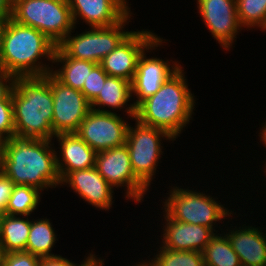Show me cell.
<instances>
[{
  "mask_svg": "<svg viewBox=\"0 0 266 266\" xmlns=\"http://www.w3.org/2000/svg\"><path fill=\"white\" fill-rule=\"evenodd\" d=\"M136 266H152L150 263L148 264L147 262L136 264Z\"/></svg>",
  "mask_w": 266,
  "mask_h": 266,
  "instance_id": "60d3db41",
  "label": "cell"
},
{
  "mask_svg": "<svg viewBox=\"0 0 266 266\" xmlns=\"http://www.w3.org/2000/svg\"><path fill=\"white\" fill-rule=\"evenodd\" d=\"M56 241V234L49 219L31 221L26 252L38 257L54 256L51 253Z\"/></svg>",
  "mask_w": 266,
  "mask_h": 266,
  "instance_id": "603a6c76",
  "label": "cell"
},
{
  "mask_svg": "<svg viewBox=\"0 0 266 266\" xmlns=\"http://www.w3.org/2000/svg\"><path fill=\"white\" fill-rule=\"evenodd\" d=\"M51 90L54 134L76 133L80 123L91 109L90 103L80 90L62 84L52 74Z\"/></svg>",
  "mask_w": 266,
  "mask_h": 266,
  "instance_id": "7c38bea8",
  "label": "cell"
},
{
  "mask_svg": "<svg viewBox=\"0 0 266 266\" xmlns=\"http://www.w3.org/2000/svg\"><path fill=\"white\" fill-rule=\"evenodd\" d=\"M200 16L220 46L229 50L242 28L236 0H197Z\"/></svg>",
  "mask_w": 266,
  "mask_h": 266,
  "instance_id": "4fadbf2b",
  "label": "cell"
},
{
  "mask_svg": "<svg viewBox=\"0 0 266 266\" xmlns=\"http://www.w3.org/2000/svg\"><path fill=\"white\" fill-rule=\"evenodd\" d=\"M132 97L131 82L122 78L108 76L101 92L90 104L91 109L96 110V106L122 109Z\"/></svg>",
  "mask_w": 266,
  "mask_h": 266,
  "instance_id": "7402d4cb",
  "label": "cell"
},
{
  "mask_svg": "<svg viewBox=\"0 0 266 266\" xmlns=\"http://www.w3.org/2000/svg\"><path fill=\"white\" fill-rule=\"evenodd\" d=\"M260 131H261L260 132L261 135H259L261 137V140L260 141H262V143L266 147V122H265V125L264 126L262 125V129Z\"/></svg>",
  "mask_w": 266,
  "mask_h": 266,
  "instance_id": "8d00e7d4",
  "label": "cell"
},
{
  "mask_svg": "<svg viewBox=\"0 0 266 266\" xmlns=\"http://www.w3.org/2000/svg\"><path fill=\"white\" fill-rule=\"evenodd\" d=\"M94 255L95 254L91 253L88 257H86L85 261L81 262L82 264L79 265L60 255L40 257L39 266H84Z\"/></svg>",
  "mask_w": 266,
  "mask_h": 266,
  "instance_id": "4dcf8cb0",
  "label": "cell"
},
{
  "mask_svg": "<svg viewBox=\"0 0 266 266\" xmlns=\"http://www.w3.org/2000/svg\"><path fill=\"white\" fill-rule=\"evenodd\" d=\"M180 187H173L164 202L165 213L176 221L203 225L213 228L216 221L231 216L224 206L220 205L216 198L210 197L203 192H195ZM215 222V223H214Z\"/></svg>",
  "mask_w": 266,
  "mask_h": 266,
  "instance_id": "8992f818",
  "label": "cell"
},
{
  "mask_svg": "<svg viewBox=\"0 0 266 266\" xmlns=\"http://www.w3.org/2000/svg\"><path fill=\"white\" fill-rule=\"evenodd\" d=\"M13 0H0V17H11Z\"/></svg>",
  "mask_w": 266,
  "mask_h": 266,
  "instance_id": "836d02e7",
  "label": "cell"
},
{
  "mask_svg": "<svg viewBox=\"0 0 266 266\" xmlns=\"http://www.w3.org/2000/svg\"><path fill=\"white\" fill-rule=\"evenodd\" d=\"M162 41L163 38L151 31H133L101 60L100 65L109 76L132 82L140 55L144 50L162 45Z\"/></svg>",
  "mask_w": 266,
  "mask_h": 266,
  "instance_id": "30bf717a",
  "label": "cell"
},
{
  "mask_svg": "<svg viewBox=\"0 0 266 266\" xmlns=\"http://www.w3.org/2000/svg\"><path fill=\"white\" fill-rule=\"evenodd\" d=\"M103 260L98 259L95 255L84 266H103Z\"/></svg>",
  "mask_w": 266,
  "mask_h": 266,
  "instance_id": "d590c367",
  "label": "cell"
},
{
  "mask_svg": "<svg viewBox=\"0 0 266 266\" xmlns=\"http://www.w3.org/2000/svg\"><path fill=\"white\" fill-rule=\"evenodd\" d=\"M9 18L10 17H0V58H1V51H2L3 36H4V32L8 24Z\"/></svg>",
  "mask_w": 266,
  "mask_h": 266,
  "instance_id": "e575fe53",
  "label": "cell"
},
{
  "mask_svg": "<svg viewBox=\"0 0 266 266\" xmlns=\"http://www.w3.org/2000/svg\"><path fill=\"white\" fill-rule=\"evenodd\" d=\"M10 18L42 32L56 46L75 28L67 0H13Z\"/></svg>",
  "mask_w": 266,
  "mask_h": 266,
  "instance_id": "5b68a950",
  "label": "cell"
},
{
  "mask_svg": "<svg viewBox=\"0 0 266 266\" xmlns=\"http://www.w3.org/2000/svg\"><path fill=\"white\" fill-rule=\"evenodd\" d=\"M14 185L15 184L3 172L0 173V208L4 212Z\"/></svg>",
  "mask_w": 266,
  "mask_h": 266,
  "instance_id": "d6a6232c",
  "label": "cell"
},
{
  "mask_svg": "<svg viewBox=\"0 0 266 266\" xmlns=\"http://www.w3.org/2000/svg\"><path fill=\"white\" fill-rule=\"evenodd\" d=\"M166 225L163 232L162 247L174 251L202 252L210 239L216 234L203 225L183 223L164 214Z\"/></svg>",
  "mask_w": 266,
  "mask_h": 266,
  "instance_id": "e0dca14e",
  "label": "cell"
},
{
  "mask_svg": "<svg viewBox=\"0 0 266 266\" xmlns=\"http://www.w3.org/2000/svg\"><path fill=\"white\" fill-rule=\"evenodd\" d=\"M236 9L242 27L265 26L266 0H236Z\"/></svg>",
  "mask_w": 266,
  "mask_h": 266,
  "instance_id": "4316f807",
  "label": "cell"
},
{
  "mask_svg": "<svg viewBox=\"0 0 266 266\" xmlns=\"http://www.w3.org/2000/svg\"><path fill=\"white\" fill-rule=\"evenodd\" d=\"M155 258L151 259L152 266H204L203 254L198 251H174L160 247Z\"/></svg>",
  "mask_w": 266,
  "mask_h": 266,
  "instance_id": "484cf974",
  "label": "cell"
},
{
  "mask_svg": "<svg viewBox=\"0 0 266 266\" xmlns=\"http://www.w3.org/2000/svg\"><path fill=\"white\" fill-rule=\"evenodd\" d=\"M3 165V146H0V173L2 172Z\"/></svg>",
  "mask_w": 266,
  "mask_h": 266,
  "instance_id": "74e56055",
  "label": "cell"
},
{
  "mask_svg": "<svg viewBox=\"0 0 266 266\" xmlns=\"http://www.w3.org/2000/svg\"><path fill=\"white\" fill-rule=\"evenodd\" d=\"M55 62L63 65L59 70H52L51 74L62 84L77 90L82 89L88 74L96 65L92 61L67 57L58 47L55 49L52 63Z\"/></svg>",
  "mask_w": 266,
  "mask_h": 266,
  "instance_id": "ffe728a7",
  "label": "cell"
},
{
  "mask_svg": "<svg viewBox=\"0 0 266 266\" xmlns=\"http://www.w3.org/2000/svg\"><path fill=\"white\" fill-rule=\"evenodd\" d=\"M3 216H4V211L0 208V224H1Z\"/></svg>",
  "mask_w": 266,
  "mask_h": 266,
  "instance_id": "b9f144b4",
  "label": "cell"
},
{
  "mask_svg": "<svg viewBox=\"0 0 266 266\" xmlns=\"http://www.w3.org/2000/svg\"><path fill=\"white\" fill-rule=\"evenodd\" d=\"M31 221L4 214L0 224V245L4 253L26 251Z\"/></svg>",
  "mask_w": 266,
  "mask_h": 266,
  "instance_id": "44dd1931",
  "label": "cell"
},
{
  "mask_svg": "<svg viewBox=\"0 0 266 266\" xmlns=\"http://www.w3.org/2000/svg\"><path fill=\"white\" fill-rule=\"evenodd\" d=\"M95 167L113 188L126 186V197L141 202L148 187L135 175L126 144L98 152Z\"/></svg>",
  "mask_w": 266,
  "mask_h": 266,
  "instance_id": "8fae6325",
  "label": "cell"
},
{
  "mask_svg": "<svg viewBox=\"0 0 266 266\" xmlns=\"http://www.w3.org/2000/svg\"><path fill=\"white\" fill-rule=\"evenodd\" d=\"M0 133L6 139L15 137L12 94L0 100Z\"/></svg>",
  "mask_w": 266,
  "mask_h": 266,
  "instance_id": "f1b7e54d",
  "label": "cell"
},
{
  "mask_svg": "<svg viewBox=\"0 0 266 266\" xmlns=\"http://www.w3.org/2000/svg\"><path fill=\"white\" fill-rule=\"evenodd\" d=\"M145 51L138 59L135 76L131 82L132 94L137 97V100L125 108L132 120L135 116V107L149 96L154 95L161 85L180 68L177 62L170 67L168 60L146 58Z\"/></svg>",
  "mask_w": 266,
  "mask_h": 266,
  "instance_id": "5bb4252c",
  "label": "cell"
},
{
  "mask_svg": "<svg viewBox=\"0 0 266 266\" xmlns=\"http://www.w3.org/2000/svg\"><path fill=\"white\" fill-rule=\"evenodd\" d=\"M135 128L128 126L126 146L130 153L135 175L149 187L162 154L161 137L174 139L164 130L136 121Z\"/></svg>",
  "mask_w": 266,
  "mask_h": 266,
  "instance_id": "ba28073f",
  "label": "cell"
},
{
  "mask_svg": "<svg viewBox=\"0 0 266 266\" xmlns=\"http://www.w3.org/2000/svg\"><path fill=\"white\" fill-rule=\"evenodd\" d=\"M109 75L102 69L100 64H96L88 74L87 80L80 90L88 102L91 104L101 92L105 80Z\"/></svg>",
  "mask_w": 266,
  "mask_h": 266,
  "instance_id": "83f0119b",
  "label": "cell"
},
{
  "mask_svg": "<svg viewBox=\"0 0 266 266\" xmlns=\"http://www.w3.org/2000/svg\"><path fill=\"white\" fill-rule=\"evenodd\" d=\"M6 138L0 133V146H4Z\"/></svg>",
  "mask_w": 266,
  "mask_h": 266,
  "instance_id": "ab89813d",
  "label": "cell"
},
{
  "mask_svg": "<svg viewBox=\"0 0 266 266\" xmlns=\"http://www.w3.org/2000/svg\"><path fill=\"white\" fill-rule=\"evenodd\" d=\"M62 156L56 155V164L60 179L69 172L95 167L96 152L76 133L57 134ZM65 165V166H64Z\"/></svg>",
  "mask_w": 266,
  "mask_h": 266,
  "instance_id": "ac0fdd59",
  "label": "cell"
},
{
  "mask_svg": "<svg viewBox=\"0 0 266 266\" xmlns=\"http://www.w3.org/2000/svg\"><path fill=\"white\" fill-rule=\"evenodd\" d=\"M74 25L81 17L89 27H107L120 22L130 11L126 0H67Z\"/></svg>",
  "mask_w": 266,
  "mask_h": 266,
  "instance_id": "9a60e30c",
  "label": "cell"
},
{
  "mask_svg": "<svg viewBox=\"0 0 266 266\" xmlns=\"http://www.w3.org/2000/svg\"><path fill=\"white\" fill-rule=\"evenodd\" d=\"M4 251L0 245V266H3Z\"/></svg>",
  "mask_w": 266,
  "mask_h": 266,
  "instance_id": "f35d334b",
  "label": "cell"
},
{
  "mask_svg": "<svg viewBox=\"0 0 266 266\" xmlns=\"http://www.w3.org/2000/svg\"><path fill=\"white\" fill-rule=\"evenodd\" d=\"M40 190L29 185H14L4 214L28 217L38 207Z\"/></svg>",
  "mask_w": 266,
  "mask_h": 266,
  "instance_id": "d4e9b609",
  "label": "cell"
},
{
  "mask_svg": "<svg viewBox=\"0 0 266 266\" xmlns=\"http://www.w3.org/2000/svg\"><path fill=\"white\" fill-rule=\"evenodd\" d=\"M56 47L42 32L9 18L3 36L0 67L15 77L45 76L53 69L39 60L45 57L47 61H53Z\"/></svg>",
  "mask_w": 266,
  "mask_h": 266,
  "instance_id": "277c9868",
  "label": "cell"
},
{
  "mask_svg": "<svg viewBox=\"0 0 266 266\" xmlns=\"http://www.w3.org/2000/svg\"><path fill=\"white\" fill-rule=\"evenodd\" d=\"M90 109L76 134L96 153L126 144L128 124L115 112Z\"/></svg>",
  "mask_w": 266,
  "mask_h": 266,
  "instance_id": "9c48e42d",
  "label": "cell"
},
{
  "mask_svg": "<svg viewBox=\"0 0 266 266\" xmlns=\"http://www.w3.org/2000/svg\"><path fill=\"white\" fill-rule=\"evenodd\" d=\"M130 12L118 23L107 27H91L77 36L71 32L57 46L67 57L100 64L132 31H123Z\"/></svg>",
  "mask_w": 266,
  "mask_h": 266,
  "instance_id": "52a82bcc",
  "label": "cell"
},
{
  "mask_svg": "<svg viewBox=\"0 0 266 266\" xmlns=\"http://www.w3.org/2000/svg\"><path fill=\"white\" fill-rule=\"evenodd\" d=\"M182 67L172 74L152 96L135 107V121L166 131L174 140L191 120L194 96Z\"/></svg>",
  "mask_w": 266,
  "mask_h": 266,
  "instance_id": "3957f363",
  "label": "cell"
},
{
  "mask_svg": "<svg viewBox=\"0 0 266 266\" xmlns=\"http://www.w3.org/2000/svg\"><path fill=\"white\" fill-rule=\"evenodd\" d=\"M16 77L0 67V100L7 99L14 88Z\"/></svg>",
  "mask_w": 266,
  "mask_h": 266,
  "instance_id": "1f68e13d",
  "label": "cell"
},
{
  "mask_svg": "<svg viewBox=\"0 0 266 266\" xmlns=\"http://www.w3.org/2000/svg\"><path fill=\"white\" fill-rule=\"evenodd\" d=\"M79 194L86 202L101 209L109 210L112 206L113 187L102 177L96 167L69 172L62 180Z\"/></svg>",
  "mask_w": 266,
  "mask_h": 266,
  "instance_id": "2e32d148",
  "label": "cell"
},
{
  "mask_svg": "<svg viewBox=\"0 0 266 266\" xmlns=\"http://www.w3.org/2000/svg\"><path fill=\"white\" fill-rule=\"evenodd\" d=\"M12 105L15 137L53 139L51 73L42 77H16Z\"/></svg>",
  "mask_w": 266,
  "mask_h": 266,
  "instance_id": "7a4b0ae2",
  "label": "cell"
},
{
  "mask_svg": "<svg viewBox=\"0 0 266 266\" xmlns=\"http://www.w3.org/2000/svg\"><path fill=\"white\" fill-rule=\"evenodd\" d=\"M226 232L240 263L248 266H266V233L249 226Z\"/></svg>",
  "mask_w": 266,
  "mask_h": 266,
  "instance_id": "d6986e66",
  "label": "cell"
},
{
  "mask_svg": "<svg viewBox=\"0 0 266 266\" xmlns=\"http://www.w3.org/2000/svg\"><path fill=\"white\" fill-rule=\"evenodd\" d=\"M51 140L12 137L3 146L2 172L15 185L43 191L61 184Z\"/></svg>",
  "mask_w": 266,
  "mask_h": 266,
  "instance_id": "6da1fadb",
  "label": "cell"
},
{
  "mask_svg": "<svg viewBox=\"0 0 266 266\" xmlns=\"http://www.w3.org/2000/svg\"><path fill=\"white\" fill-rule=\"evenodd\" d=\"M40 257L26 251L4 253L3 266H39Z\"/></svg>",
  "mask_w": 266,
  "mask_h": 266,
  "instance_id": "f546056e",
  "label": "cell"
},
{
  "mask_svg": "<svg viewBox=\"0 0 266 266\" xmlns=\"http://www.w3.org/2000/svg\"><path fill=\"white\" fill-rule=\"evenodd\" d=\"M215 234L202 251L204 266H240V260L232 245L223 234Z\"/></svg>",
  "mask_w": 266,
  "mask_h": 266,
  "instance_id": "cb8c5ba5",
  "label": "cell"
}]
</instances>
